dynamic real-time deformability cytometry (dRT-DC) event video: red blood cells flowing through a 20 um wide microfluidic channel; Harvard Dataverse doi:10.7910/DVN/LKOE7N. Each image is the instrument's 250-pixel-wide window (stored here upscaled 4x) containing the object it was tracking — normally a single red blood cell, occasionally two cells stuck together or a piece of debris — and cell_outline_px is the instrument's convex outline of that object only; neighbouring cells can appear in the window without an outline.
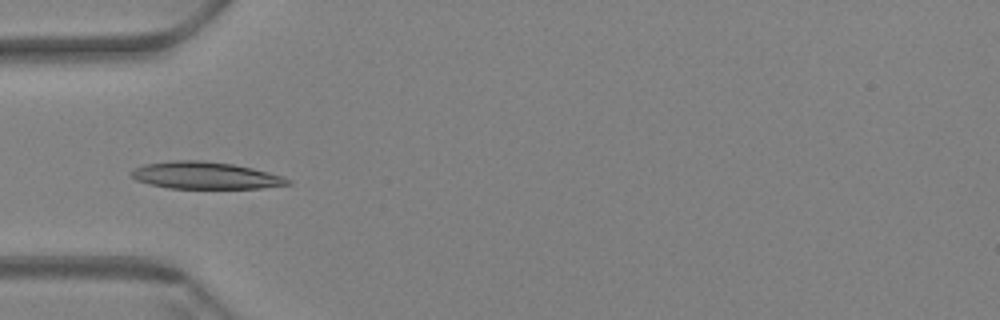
{"species": "Egyptian fruit bat (a non-hibernating species)", "species_latin": "Rousettus aegyptiacus", "temperature_condition": "warm", "stored_images_in_passage": 5, "camera_frame_rate_fps": 3000, "um_per_image_px": 0.085, "animal": {"sex": "female"}, "frame": {"image": 1, "passage_image": 2, "time_ms": 0.333, "image_size_px": [1000, 320], "cell_outline_px": [[292, 184], [260, 188], [168, 188], [148, 184], [136, 180], [128, 172], [144, 164], [172, 160], [204, 160], [232, 164], [252, 168], [284, 176], [292, 180]], "centroid_in_image_um": [17.45, 14.91], "position_along_channel_um": 67.5, "area_um2": 24.8}}